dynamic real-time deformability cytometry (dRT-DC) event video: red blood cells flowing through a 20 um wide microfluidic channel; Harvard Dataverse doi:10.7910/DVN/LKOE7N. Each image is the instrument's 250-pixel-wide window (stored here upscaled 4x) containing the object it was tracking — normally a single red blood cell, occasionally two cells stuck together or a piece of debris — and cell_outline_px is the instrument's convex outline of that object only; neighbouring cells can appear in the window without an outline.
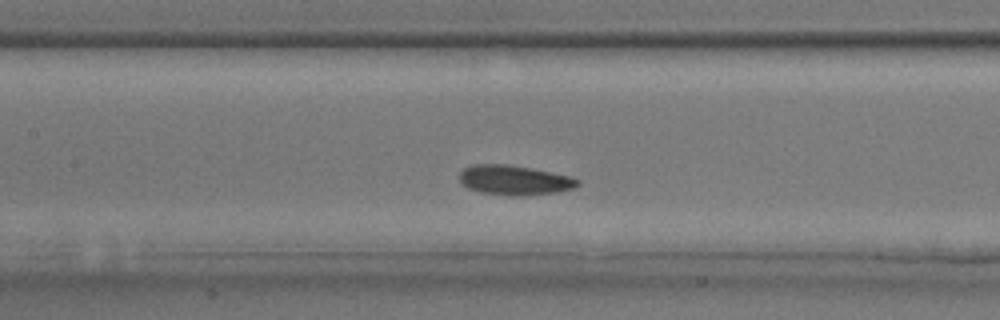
{"species": "common noctule bat (a hibernating species)", "species_latin": "Nyctalus noctula", "temperature_condition": "room temperature", "stored_images_in_passage": 29, "camera_frame_rate_fps": 3000, "um_per_image_px": 0.085, "animal": {"sex": "male", "body_mass_g": 17.9, "forearm_length_mm": 54.2}, "frame": {"image": 1, "passage_image": 8, "time_ms": 2.333, "image_size_px": [1000, 320], "cell_outline_px": [[580, 184], [572, 188], [556, 192], [528, 196], [508, 196], [480, 192], [468, 188], [460, 180], [460, 172], [464, 168], [472, 164], [508, 164], [568, 176], [580, 180]], "centroid_in_image_um": [43.69, 15.32], "position_along_channel_um": 163.7, "area_um2": 20.35}}
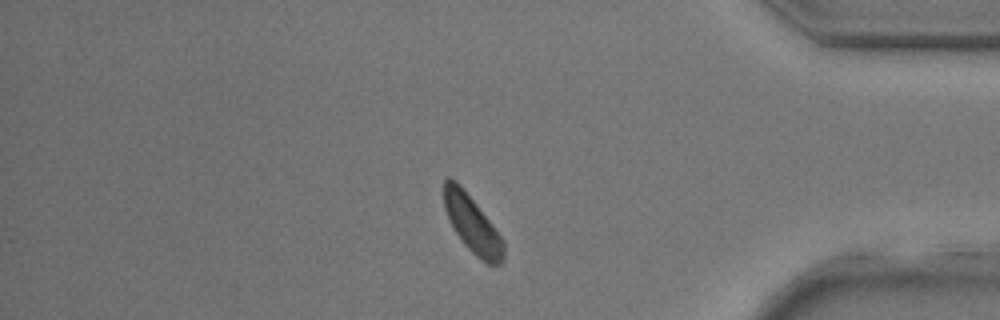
{"frame": {"image": 2, "passage_image": 23, "time_ms": 7.333, "image_size_px": [1000, 320], "cell_outline_px": [[504, 260], [500, 264], [488, 264], [480, 260], [464, 244], [448, 220], [444, 208], [444, 180], [448, 176], [456, 180], [460, 184], [476, 204], [504, 240]], "centroid_in_image_um": [40.13, 19.06], "position_along_channel_um": 395.1, "area_um2": 19.71}}
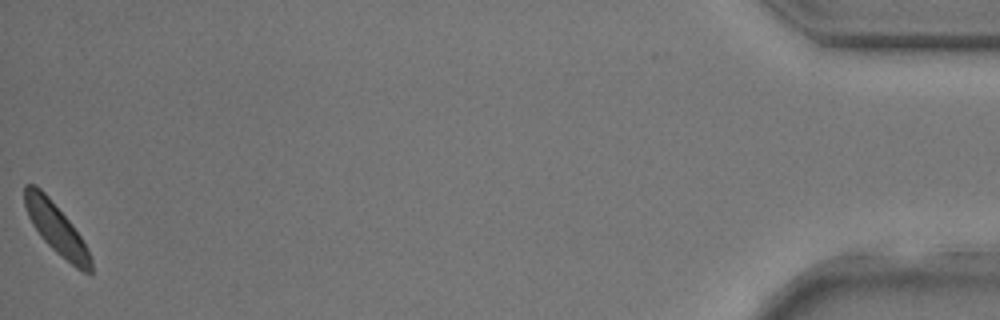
{"frame": {"image": 3, "passage_image": 29, "time_ms": 9.333, "image_size_px": [1000, 320], "cell_outline_px": [[92, 272], [84, 272], [76, 268], [56, 252], [40, 236], [32, 224], [28, 216], [24, 204], [24, 184], [36, 184], [48, 196], [72, 224], [80, 236], [92, 260]], "centroid_in_image_um": [4.75, 19.4], "position_along_channel_um": 430.5, "area_um2": 19.19}}